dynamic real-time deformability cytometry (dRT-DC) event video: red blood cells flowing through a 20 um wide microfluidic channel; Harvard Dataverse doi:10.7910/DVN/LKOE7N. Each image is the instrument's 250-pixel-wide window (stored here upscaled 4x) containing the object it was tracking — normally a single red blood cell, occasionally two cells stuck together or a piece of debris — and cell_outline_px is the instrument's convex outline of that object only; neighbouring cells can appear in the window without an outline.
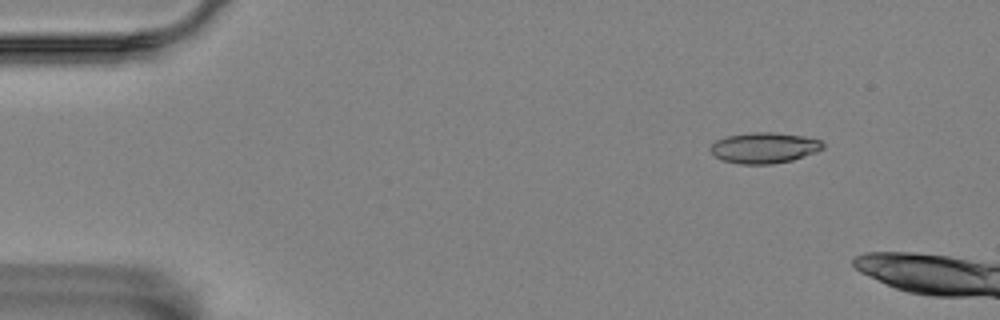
{"species": "Egyptian fruit bat (a non-hibernating species)", "species_latin": "Rousettus aegyptiacus", "temperature_condition": "room temperature", "stored_images_in_passage": 5, "camera_frame_rate_fps": 3000, "um_per_image_px": 0.085, "animal": {"sex": "female"}, "frame": {"image": 1, "passage_image": 2, "time_ms": 0.333, "image_size_px": [1000, 320], "cell_outline_px": [[824, 148], [816, 152], [792, 160], [772, 164], [740, 164], [724, 160], [716, 156], [708, 148], [716, 140], [728, 136], [752, 132], [772, 132], [804, 136], [820, 140], [824, 144]], "centroid_in_image_um": [64.97, 12.56], "position_along_channel_um": 20.0, "area_um2": 20.06}}
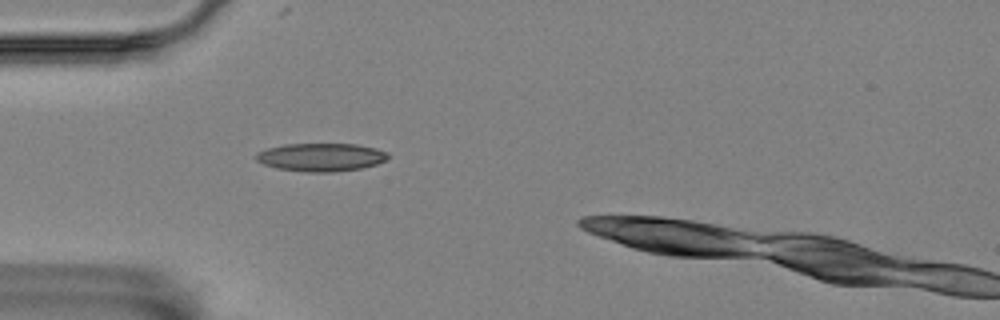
{"frame": {"image": 2, "passage_image": 4, "time_ms": 1.0, "image_size_px": [1000, 320], "cell_outline_px": [[388, 160], [376, 164], [360, 168], [332, 172], [308, 172], [276, 168], [264, 164], [256, 160], [256, 152], [268, 148], [284, 144], [356, 144], [376, 148], [388, 152]], "centroid_in_image_um": [27.29, 13.35], "position_along_channel_um": 57.7, "area_um2": 21.62}}